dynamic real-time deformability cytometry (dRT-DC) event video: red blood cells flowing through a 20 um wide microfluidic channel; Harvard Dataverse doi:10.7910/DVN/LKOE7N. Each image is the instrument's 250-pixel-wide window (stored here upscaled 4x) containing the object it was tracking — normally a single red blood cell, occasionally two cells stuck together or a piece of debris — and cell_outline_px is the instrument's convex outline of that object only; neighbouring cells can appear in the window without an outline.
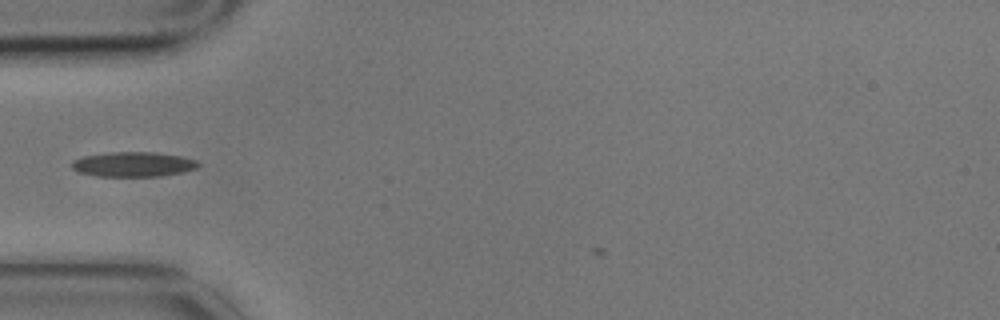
{"species": "common noctule bat (a hibernating species)", "species_latin": "Nyctalus noctula", "temperature_condition": "cold", "stored_images_in_passage": 1, "camera_frame_rate_fps": 3000, "um_per_image_px": 0.085, "animal": {"sex": "male", "body_mass_g": 17.9}, "frame": {"image": 1, "passage_image": 1, "time_ms": 0.0, "image_size_px": [1000, 320], "cell_outline_px": [[200, 164], [196, 168], [184, 172], [160, 176], [96, 176], [76, 172], [72, 168], [72, 160], [84, 156], [112, 152], [152, 152], [180, 156], [196, 160]], "centroid_in_image_um": [11.3, 13.97], "position_along_channel_um": 73.7, "area_um2": 18.26}}